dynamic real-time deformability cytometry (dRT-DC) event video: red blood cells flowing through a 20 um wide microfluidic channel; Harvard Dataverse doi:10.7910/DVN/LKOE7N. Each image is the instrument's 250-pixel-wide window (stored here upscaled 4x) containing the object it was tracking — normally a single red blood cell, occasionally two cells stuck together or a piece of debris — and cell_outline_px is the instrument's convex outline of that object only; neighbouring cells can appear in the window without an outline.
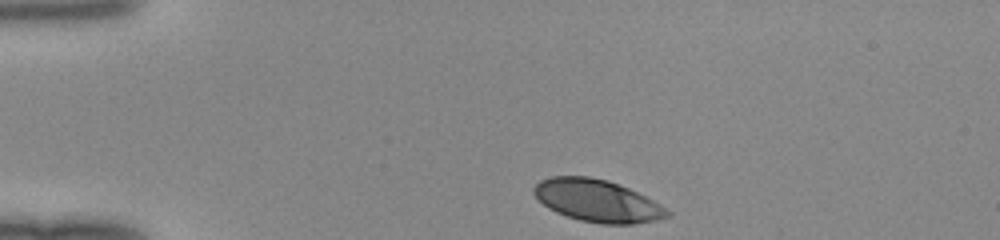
{"species": "human", "species_latin": "Homo sapiens", "temperature_condition": "room temperature", "stored_images_in_passage": 32, "camera_frame_rate_fps": 3000, "um_per_image_px": 0.085, "donor": {"sex": "female"}, "frame": {"image": 1, "passage_image": 1, "time_ms": 0.0, "image_size_px": [1000, 240], "cell_outline_px": [[672, 216], [656, 220], [632, 224], [600, 224], [580, 220], [556, 212], [548, 208], [532, 192], [532, 188], [540, 180], [552, 176], [588, 176], [608, 180], [628, 188], [660, 204], [672, 212]], "centroid_in_image_um": [50.78, 17.06], "position_along_channel_um": 34.2, "area_um2": 32.77}}
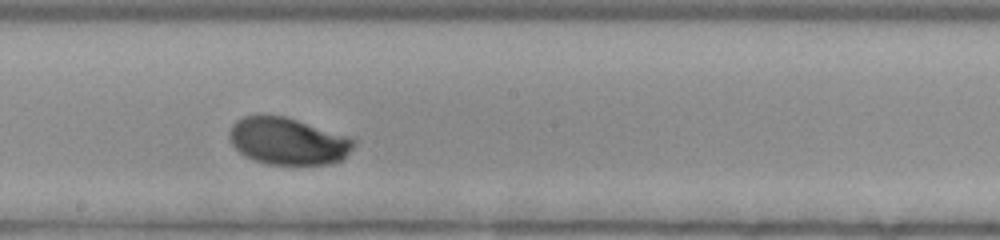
{"frame": {"image": 2, "passage_image": 19, "time_ms": 6.0, "image_size_px": [1000, 240], "cell_outline_px": [[356, 144], [340, 160], [328, 164], [268, 164], [244, 156], [232, 144], [228, 136], [228, 132], [232, 124], [236, 120], [244, 116], [260, 112], [284, 116], [356, 140]], "centroid_in_image_um": [24.37, 11.97], "position_along_channel_um": 223.8, "area_um2": 33.93}}
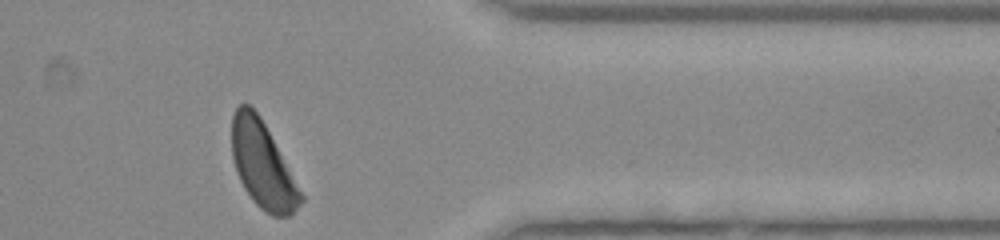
{"frame": {"image": 3, "passage_image": 32, "time_ms": 10.333, "image_size_px": [1000, 240], "cell_outline_px": [[304, 200], [292, 216], [272, 216], [260, 208], [252, 200], [244, 188], [240, 180], [232, 156], [232, 116], [236, 108], [240, 104], [248, 104], [260, 116], [304, 196]], "centroid_in_image_um": [22.33, 14.06], "position_along_channel_um": 389.1, "area_um2": 34.22}}